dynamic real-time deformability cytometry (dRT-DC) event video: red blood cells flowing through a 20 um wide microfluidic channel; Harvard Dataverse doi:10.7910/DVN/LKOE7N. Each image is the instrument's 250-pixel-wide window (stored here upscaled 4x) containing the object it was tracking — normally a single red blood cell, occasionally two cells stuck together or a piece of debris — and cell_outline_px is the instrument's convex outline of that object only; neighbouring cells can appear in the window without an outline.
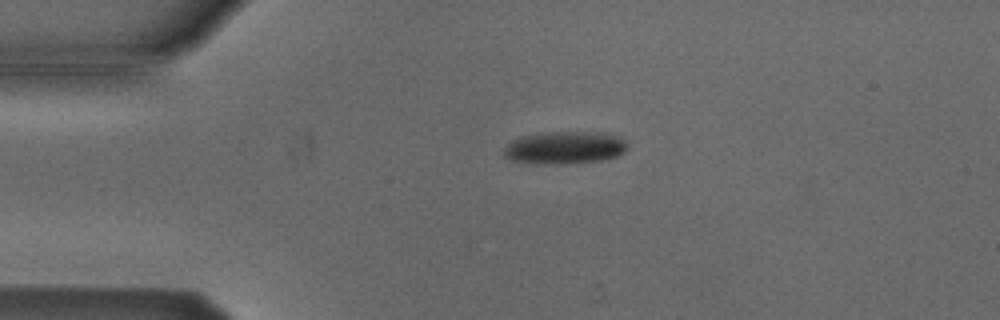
{"species": "Egyptian fruit bat (a non-hibernating species)", "species_latin": "Rousettus aegyptiacus", "temperature_condition": "cold", "stored_images_in_passage": 43, "camera_frame_rate_fps": 3000, "um_per_image_px": 0.085, "animal": {"sex": "male"}, "frame": {"image": 1, "passage_image": 1, "time_ms": 0.0, "image_size_px": [1000, 320], "cell_outline_px": [[628, 148], [624, 152], [616, 156], [604, 160], [564, 164], [536, 164], [508, 160], [504, 156], [504, 148], [512, 140], [536, 132], [600, 132], [620, 136], [628, 144]], "centroid_in_image_um": [48.0, 12.55], "position_along_channel_um": 37.0, "area_um2": 23.87}}
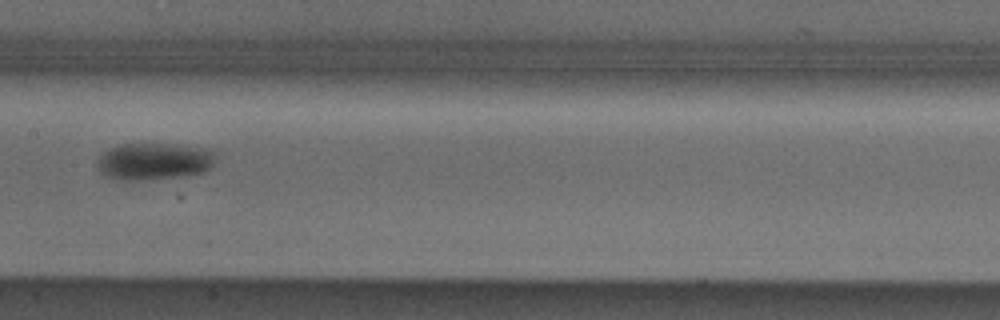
{"frame": {"image": 2, "passage_image": 16, "time_ms": 5.0, "image_size_px": [1000, 320], "cell_outline_px": [[212, 164], [204, 172], [172, 176], [128, 180], [124, 180], [108, 176], [100, 172], [100, 156], [104, 152], [120, 144], [184, 144], [200, 148], [212, 152]], "centroid_in_image_um": [13.07, 13.68], "position_along_channel_um": 194.3, "area_um2": 24.33}}
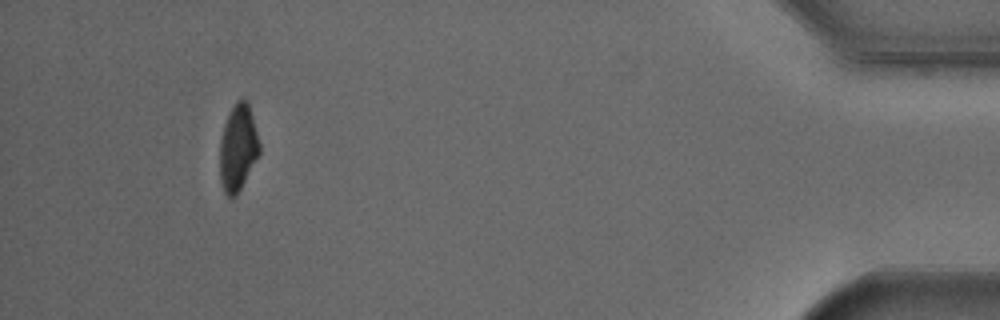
{"frame": {"image": 3, "passage_image": 39, "time_ms": 12.667, "image_size_px": [1000, 320], "cell_outline_px": [[260, 152], [236, 196], [228, 196], [224, 192], [220, 180], [220, 140], [224, 124], [236, 100], [248, 100], [260, 144]], "centroid_in_image_um": [20.22, 12.55], "position_along_channel_um": 415.0, "area_um2": 19.71}, "authors_computed_cell_mechanics": {"area_um2": 24.1604, "velocity_mm_per_s": 3.8101, "shape_relaxation_time_tau1_ms": 2.9174, "shape_relaxation_time_tau2_ms": null, "deformation_change_tau1": 0.087, "deformation_change_tau2": null}}